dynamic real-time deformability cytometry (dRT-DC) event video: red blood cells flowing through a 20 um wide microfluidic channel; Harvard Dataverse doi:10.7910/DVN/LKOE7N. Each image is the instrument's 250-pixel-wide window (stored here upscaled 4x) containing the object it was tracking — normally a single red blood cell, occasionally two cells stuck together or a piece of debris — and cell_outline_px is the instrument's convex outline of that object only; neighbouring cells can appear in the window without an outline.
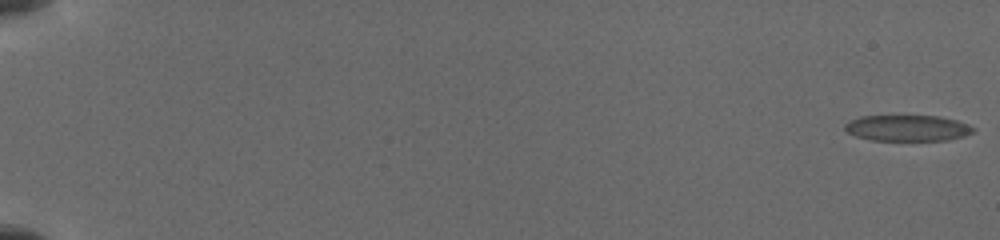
{"species": "common noctule bat (a hibernating species)", "species_latin": "Nyctalus noctula", "temperature_condition": "cold", "stored_images_in_passage": 8, "camera_frame_rate_fps": 3000, "um_per_image_px": 0.085, "animal": {"sex": "female", "body_mass_g": 19.5, "forearm_length_mm": 54.1}, "frame": {"image": 1, "passage_image": 1, "time_ms": 0.0, "image_size_px": [1000, 240], "cell_outline_px": [[976, 128], [972, 132], [964, 136], [948, 140], [872, 140], [856, 136], [848, 132], [844, 128], [844, 124], [860, 116], [940, 116], [956, 120], [968, 124]], "centroid_in_image_um": [77.15, 10.88], "position_along_channel_um": 7.8, "area_um2": 19.36}}
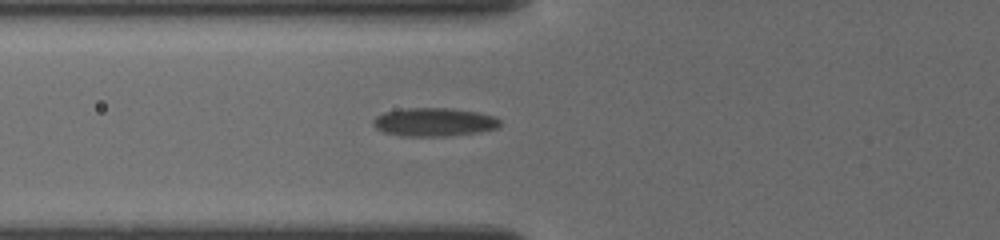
{"frame": {"image": 2, "passage_image": 8, "time_ms": 7.333, "image_size_px": [1000, 240], "cell_outline_px": [[500, 128], [480, 132], [448, 136], [400, 136], [384, 132], [376, 128], [372, 124], [372, 120], [376, 116], [384, 112], [400, 108], [452, 108], [476, 112], [496, 116], [500, 120]], "centroid_in_image_um": [36.9, 10.37], "position_along_channel_um": 88.9, "area_um2": 21.33}}